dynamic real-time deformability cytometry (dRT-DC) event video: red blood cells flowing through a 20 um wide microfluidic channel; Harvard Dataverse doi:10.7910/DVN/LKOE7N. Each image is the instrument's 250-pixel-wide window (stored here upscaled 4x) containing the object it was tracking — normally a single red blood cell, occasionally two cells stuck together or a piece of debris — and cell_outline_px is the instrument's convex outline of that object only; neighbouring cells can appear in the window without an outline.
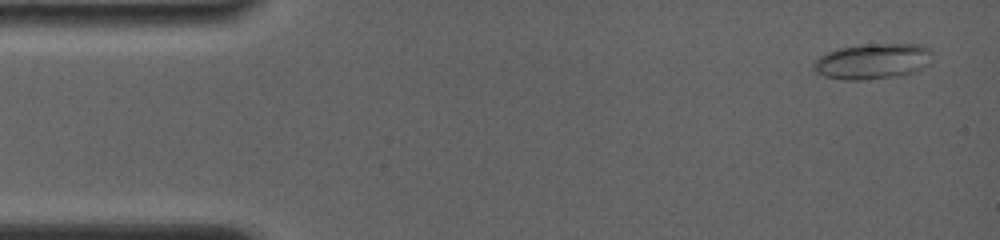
{"species": "common noctule bat (a hibernating species)", "species_latin": "Nyctalus noctula", "temperature_condition": "room temperature", "stored_images_in_passage": 7, "camera_frame_rate_fps": 4000, "um_per_image_px": 0.085, "animal": {"sex": "female", "body_mass_g": 19.0, "forearm_length_mm": 56.7}, "frame": {"image": 1, "passage_image": 1, "time_ms": 0.0, "image_size_px": [1000, 240], "cell_outline_px": [[932, 60], [928, 64], [904, 76], [860, 80], [844, 80], [824, 76], [816, 72], [816, 60], [820, 56], [828, 52], [840, 48], [868, 44], [920, 44], [932, 48]], "centroid_in_image_um": [74.25, 5.21], "position_along_channel_um": 10.7, "area_um2": 24.57}}
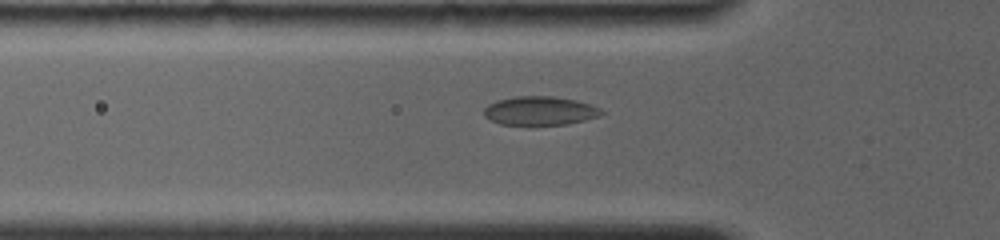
{"frame": {"image": 2, "passage_image": 6, "time_ms": 4.5, "image_size_px": [1000, 240], "cell_outline_px": [[604, 112], [596, 116], [584, 120], [568, 124], [500, 124], [484, 116], [484, 108], [488, 104], [500, 100], [516, 96], [552, 96], [576, 100], [600, 108]], "centroid_in_image_um": [45.87, 9.41], "position_along_channel_um": 79.9, "area_um2": 19.31}}